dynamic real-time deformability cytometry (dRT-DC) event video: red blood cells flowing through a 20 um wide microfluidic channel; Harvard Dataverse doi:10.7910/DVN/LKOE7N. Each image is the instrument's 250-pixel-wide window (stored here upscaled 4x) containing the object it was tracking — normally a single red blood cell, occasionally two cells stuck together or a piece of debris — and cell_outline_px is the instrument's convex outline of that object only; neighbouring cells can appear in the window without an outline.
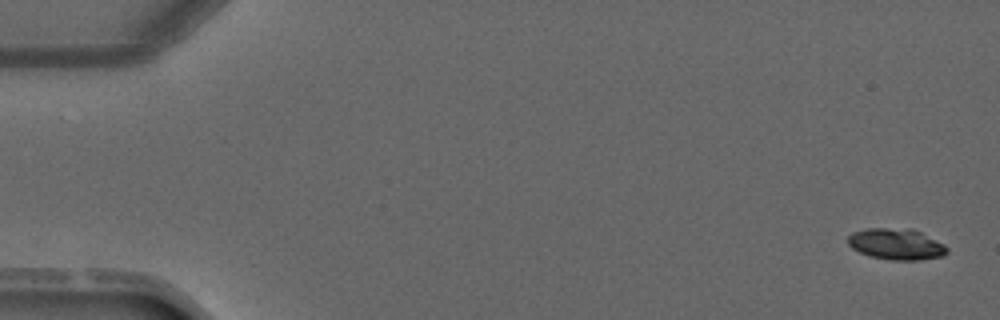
{"species": "common noctule bat (a hibernating species)", "species_latin": "Nyctalus noctula", "temperature_condition": "warm", "stored_images_in_passage": 3, "camera_frame_rate_fps": 3000, "um_per_image_px": 0.085, "animal": {"sex": "male", "forearm_length_mm": 52.5}, "frame": {"image": 1, "passage_image": 1, "time_ms": 0.0, "image_size_px": [1000, 320], "cell_outline_px": [[948, 252], [944, 256], [920, 260], [892, 260], [872, 256], [860, 252], [852, 248], [848, 244], [848, 236], [852, 232], [864, 228], [912, 228], [944, 244], [948, 248]], "centroid_in_image_um": [76.19, 20.74], "position_along_channel_um": 8.8, "area_um2": 18.09}}
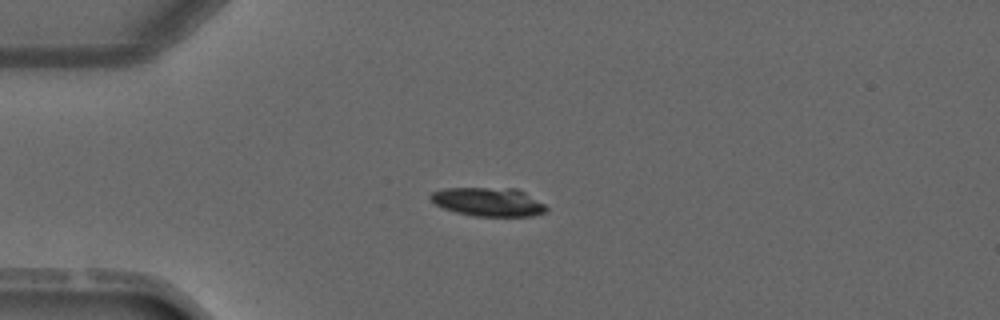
{"frame": {"image": 2, "passage_image": 3, "time_ms": 3.333, "image_size_px": [1000, 320], "cell_outline_px": [[548, 208], [544, 212], [532, 216], [472, 216], [456, 212], [444, 208], [436, 204], [428, 196], [432, 192], [444, 188], [516, 188], [524, 192], [544, 204]], "centroid_in_image_um": [41.49, 17.16], "position_along_channel_um": 43.5, "area_um2": 19.25}}